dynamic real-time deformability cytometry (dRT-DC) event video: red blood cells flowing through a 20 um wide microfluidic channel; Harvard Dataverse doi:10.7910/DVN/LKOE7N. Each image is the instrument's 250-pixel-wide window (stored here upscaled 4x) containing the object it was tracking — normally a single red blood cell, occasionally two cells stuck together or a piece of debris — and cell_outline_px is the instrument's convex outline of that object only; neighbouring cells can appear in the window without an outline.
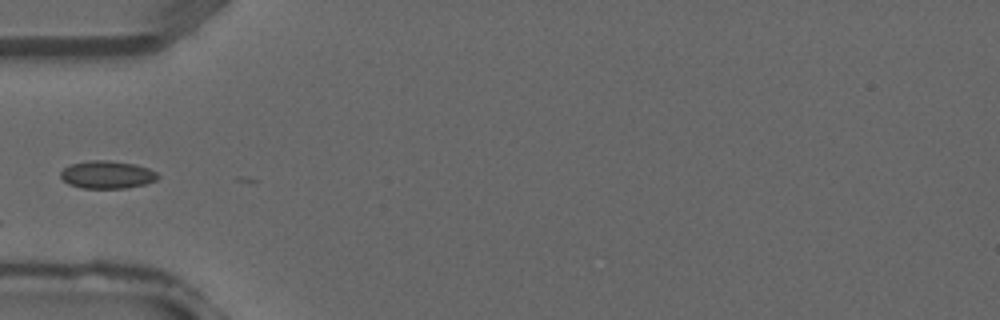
{"species": "common noctule bat (a hibernating species)", "species_latin": "Nyctalus noctula", "temperature_condition": "warm", "stored_images_in_passage": 1, "camera_frame_rate_fps": 3000, "um_per_image_px": 0.085, "animal": {"sex": "male", "forearm_length_mm": 52.5}, "frame": {"image": 1, "passage_image": 1, "time_ms": 0.0, "image_size_px": [1000, 320], "cell_outline_px": [[160, 176], [156, 180], [144, 184], [128, 188], [80, 188], [68, 184], [60, 176], [60, 172], [64, 168], [72, 164], [88, 160], [108, 160], [136, 164], [148, 168], [156, 172]], "centroid_in_image_um": [9.11, 14.85], "position_along_channel_um": 75.9, "area_um2": 15.78}}